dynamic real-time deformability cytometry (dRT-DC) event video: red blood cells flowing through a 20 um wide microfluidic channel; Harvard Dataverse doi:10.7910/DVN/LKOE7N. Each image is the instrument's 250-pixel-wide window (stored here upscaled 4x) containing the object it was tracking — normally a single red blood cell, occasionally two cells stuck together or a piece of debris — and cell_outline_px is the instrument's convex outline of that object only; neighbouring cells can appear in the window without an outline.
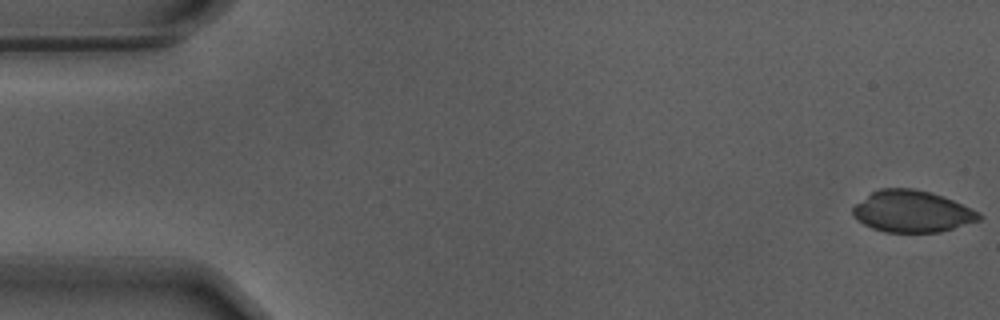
{"species": "Egyptian fruit bat (a non-hibernating species)", "species_latin": "Rousettus aegyptiacus", "temperature_condition": "warm", "stored_images_in_passage": 7, "camera_frame_rate_fps": 3000, "um_per_image_px": 0.085, "animal": {"sex": "male"}, "frame": {"image": 1, "passage_image": 1, "time_ms": 0.0, "image_size_px": [1000, 320], "cell_outline_px": [[984, 216], [980, 220], [940, 232], [888, 232], [872, 228], [864, 224], [852, 216], [852, 208], [856, 204], [872, 192], [880, 188], [912, 188], [932, 192], [952, 200], [980, 212]], "centroid_in_image_um": [77.53, 17.97], "position_along_channel_um": 7.5, "area_um2": 30.58}}